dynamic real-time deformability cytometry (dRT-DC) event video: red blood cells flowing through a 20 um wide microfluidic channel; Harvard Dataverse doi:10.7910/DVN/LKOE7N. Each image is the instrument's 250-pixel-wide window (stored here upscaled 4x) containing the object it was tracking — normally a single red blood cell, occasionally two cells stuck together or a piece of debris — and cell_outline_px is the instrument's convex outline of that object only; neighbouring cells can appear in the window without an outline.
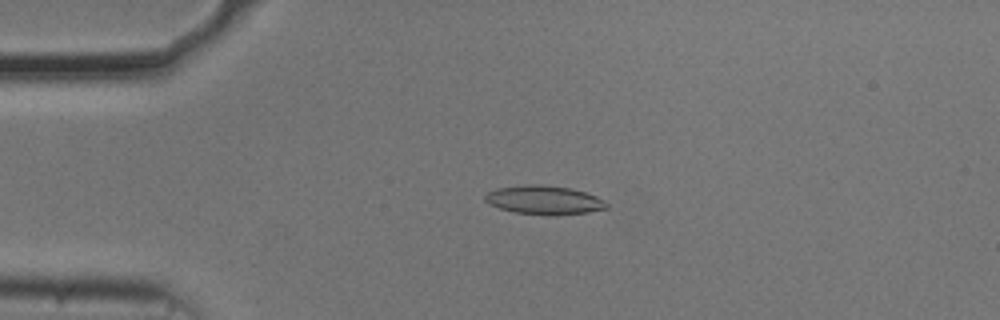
{"species": "common noctule bat (a hibernating species)", "species_latin": "Nyctalus noctula", "temperature_condition": "cold", "stored_images_in_passage": 46, "camera_frame_rate_fps": 3000, "um_per_image_px": 0.085, "animal": {"sex": "male", "body_mass_g": 20.5, "forearm_length_mm": 52.5}, "frame": {"image": 1, "passage_image": 4, "time_ms": 1.0, "image_size_px": [1000, 320], "cell_outline_px": [[608, 208], [588, 212], [556, 216], [516, 212], [500, 208], [488, 204], [484, 200], [484, 196], [488, 192], [496, 188], [524, 184], [540, 184], [568, 188], [584, 192], [596, 196], [604, 200], [608, 204]], "centroid_in_image_um": [46.24, 17.0], "position_along_channel_um": 38.8, "area_um2": 20.46}}
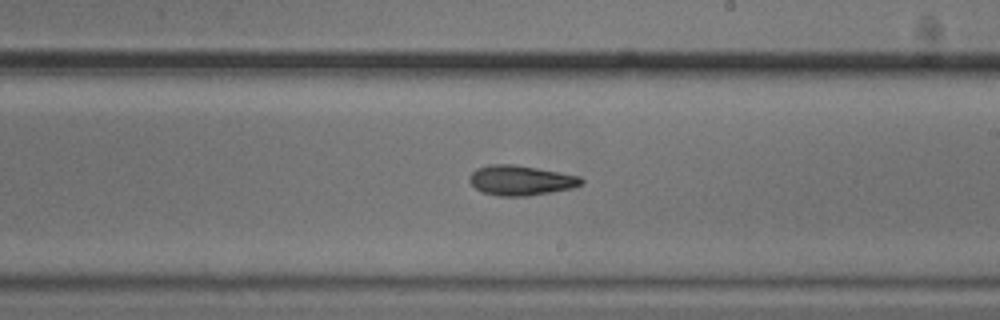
{"frame": {"image": 2, "passage_image": 23, "time_ms": 7.333, "image_size_px": [1000, 320], "cell_outline_px": [[584, 180], [580, 184], [572, 188], [528, 196], [496, 196], [484, 192], [476, 188], [468, 180], [468, 176], [476, 168], [488, 164], [516, 164], [580, 176]], "centroid_in_image_um": [44.23, 15.32], "position_along_channel_um": 244.8, "area_um2": 19.54}}
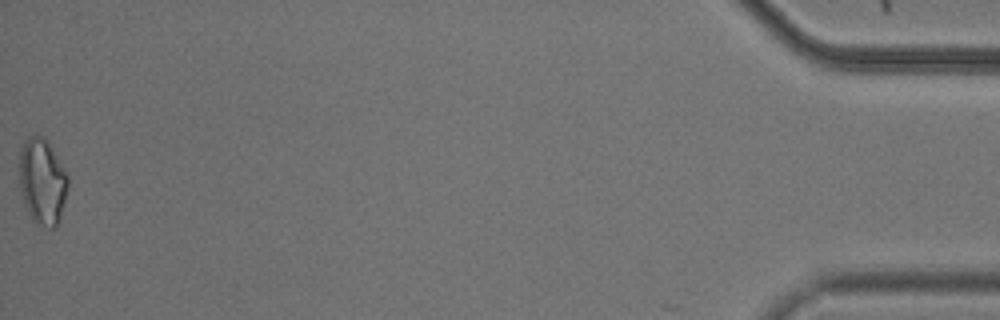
{"frame": {"image": 3, "passage_image": 46, "time_ms": 15.0, "image_size_px": [1000, 320], "cell_outline_px": [[68, 188], [60, 220], [56, 228], [48, 228], [36, 224], [32, 220], [24, 204], [20, 192], [20, 148], [24, 140], [28, 136], [36, 132], [44, 136], [48, 140], [64, 168], [68, 176]], "centroid_in_image_um": [3.6, 15.4], "position_along_channel_um": 431.6, "area_um2": 25.03}, "authors_computed_cell_mechanics": {"area_um2": 19.4208, "velocity_mm_per_s": 3.7087, "shape_relaxation_time_tau1_ms": 3.3347, "shape_relaxation_time_tau2_ms": 5.0331, "deformation_change_tau1": 0.1172, "deformation_change_tau2": 0.1466}}